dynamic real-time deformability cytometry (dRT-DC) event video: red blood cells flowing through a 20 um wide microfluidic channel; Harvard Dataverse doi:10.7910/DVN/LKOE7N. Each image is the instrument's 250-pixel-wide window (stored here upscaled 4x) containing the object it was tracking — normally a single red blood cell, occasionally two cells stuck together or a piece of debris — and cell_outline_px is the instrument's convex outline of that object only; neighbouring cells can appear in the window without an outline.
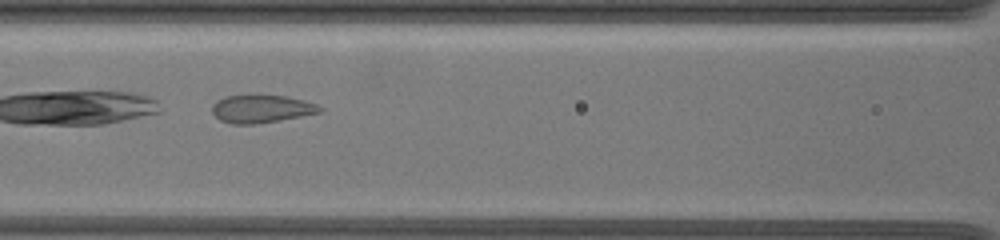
{"species": "common noctule bat (a hibernating species)", "species_latin": "Nyctalus noctula", "temperature_condition": "warm", "stored_images_in_passage": 34, "camera_frame_rate_fps": 3000, "um_per_image_px": 0.085, "animal": {"sex": "female", "body_mass_g": 19.5, "forearm_length_mm": 54.1}, "frame": {"image": 1, "passage_image": 10, "time_ms": 9.0, "image_size_px": [1000, 240], "cell_outline_px": [[324, 108], [320, 112], [280, 120], [256, 124], [232, 124], [220, 120], [212, 112], [212, 104], [216, 100], [224, 96], [288, 96], [304, 100], [316, 104]], "centroid_in_image_um": [22.2, 9.26], "position_along_channel_um": 144.4, "area_um2": 17.34}}
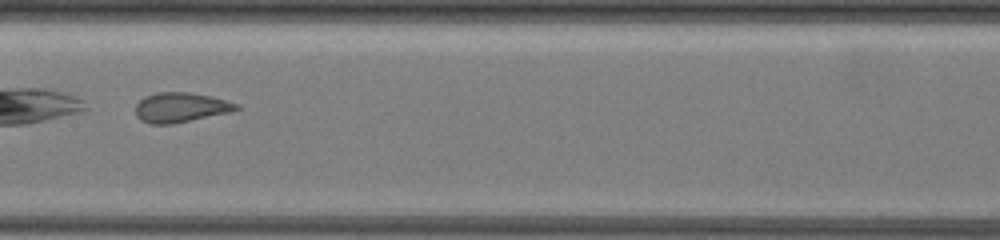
{"frame": {"image": 2, "passage_image": 13, "time_ms": 10.333, "image_size_px": [1000, 240], "cell_outline_px": [[240, 108], [228, 112], [172, 124], [148, 124], [140, 120], [136, 116], [136, 104], [144, 96], [156, 92], [188, 92], [212, 96], [240, 104]], "centroid_in_image_um": [15.32, 9.12], "position_along_channel_um": 192.1, "area_um2": 17.51}}
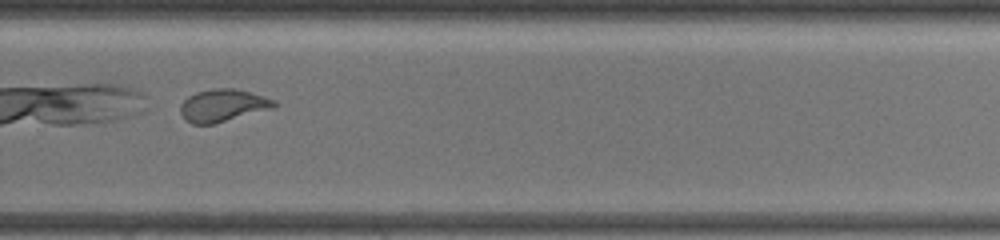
{"frame": {"image": 3, "passage_image": 21, "time_ms": 13.667, "image_size_px": [1000, 240], "cell_outline_px": [[276, 104], [272, 108], [216, 124], [192, 124], [184, 120], [180, 112], [180, 104], [188, 96], [196, 92], [212, 88], [236, 88], [264, 96], [276, 100]], "centroid_in_image_um": [18.91, 8.96], "position_along_channel_um": 310.9, "area_um2": 17.92}}